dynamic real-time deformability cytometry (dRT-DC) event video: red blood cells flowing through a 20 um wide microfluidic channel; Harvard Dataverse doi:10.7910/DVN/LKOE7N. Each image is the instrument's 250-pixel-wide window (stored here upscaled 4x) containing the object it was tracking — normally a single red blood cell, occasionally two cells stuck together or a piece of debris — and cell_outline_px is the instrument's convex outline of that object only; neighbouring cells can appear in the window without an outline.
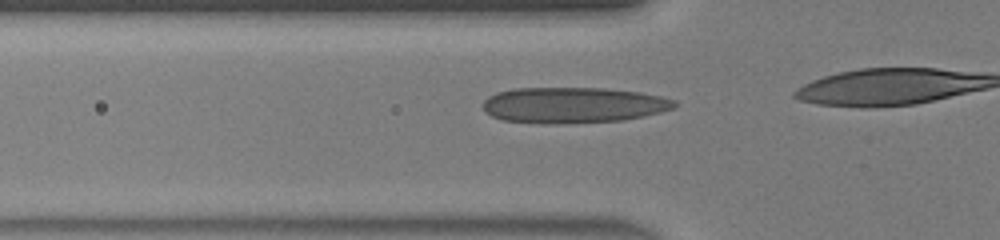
{"species": "human", "species_latin": "Homo sapiens", "temperature_condition": "warm", "stored_images_in_passage": 15, "camera_frame_rate_fps": 3000, "um_per_image_px": 0.085, "donor": {"sex": "male"}, "frame": {"image": 1, "passage_image": 8, "time_ms": 2.333, "image_size_px": [1000, 240], "cell_outline_px": [[676, 104], [672, 108], [660, 112], [644, 116], [624, 120], [556, 124], [540, 124], [500, 120], [484, 112], [484, 100], [488, 96], [496, 92], [512, 88], [604, 88], [640, 92], [660, 96], [676, 100]], "centroid_in_image_um": [48.67, 8.94], "position_along_channel_um": 77.1, "area_um2": 40.29}}
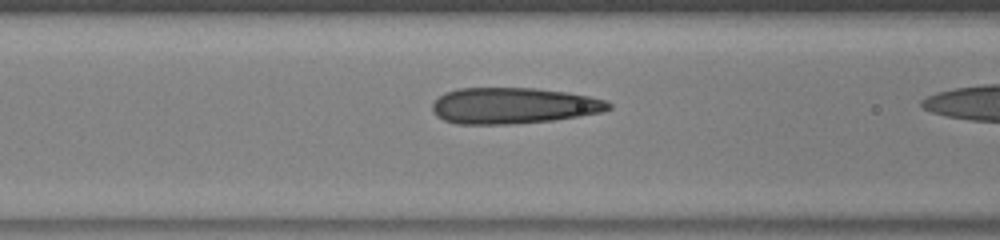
{"frame": {"image": 2, "passage_image": 11, "time_ms": 3.333, "image_size_px": [1000, 240], "cell_outline_px": [[612, 108], [604, 112], [580, 116], [552, 120], [508, 124], [456, 124], [444, 120], [436, 116], [432, 112], [432, 104], [444, 92], [456, 88], [536, 88], [568, 92], [608, 100], [612, 104]], "centroid_in_image_um": [43.65, 8.98], "position_along_channel_um": 122.9, "area_um2": 37.4}}
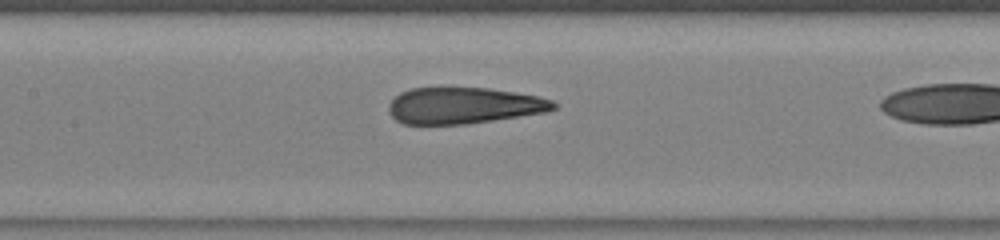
{"frame": {"image": 3, "passage_image": 14, "time_ms": 4.333, "image_size_px": [1000, 240], "cell_outline_px": [[556, 108], [544, 112], [492, 120], [464, 124], [404, 124], [396, 120], [388, 112], [388, 104], [400, 92], [412, 88], [488, 88], [536, 96], [552, 100], [556, 104]], "centroid_in_image_um": [39.36, 8.97], "position_along_channel_um": 168.0, "area_um2": 34.51}}